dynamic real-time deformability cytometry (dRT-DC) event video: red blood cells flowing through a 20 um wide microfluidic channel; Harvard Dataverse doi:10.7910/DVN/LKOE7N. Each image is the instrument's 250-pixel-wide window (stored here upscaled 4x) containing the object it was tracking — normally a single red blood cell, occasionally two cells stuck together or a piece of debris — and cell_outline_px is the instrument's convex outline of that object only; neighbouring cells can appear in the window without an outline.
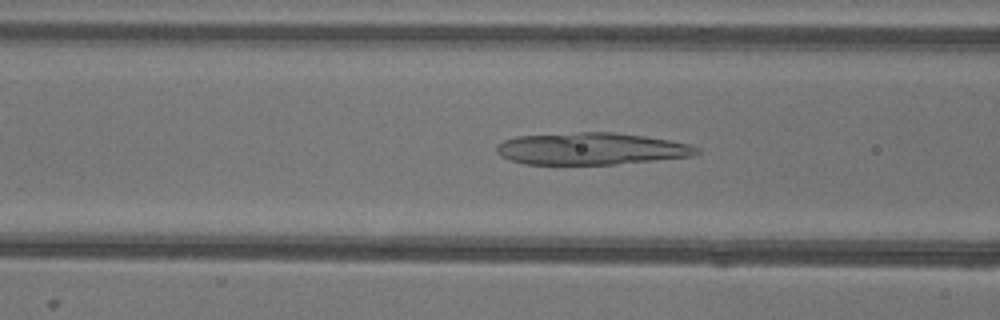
{"species": "common noctule bat (a hibernating species)", "species_latin": "Nyctalus noctula", "temperature_condition": "warm", "stored_images_in_passage": 43, "camera_frame_rate_fps": 3000, "um_per_image_px": 0.085, "animal": {"sex": "female"}, "frame": {"image": 1, "passage_image": 11, "time_ms": 3.333, "image_size_px": [1000, 320], "cell_outline_px": [[700, 152], [692, 156], [616, 164], [524, 164], [508, 160], [500, 156], [496, 152], [496, 144], [504, 140], [516, 136], [576, 132], [612, 132], [644, 136], [668, 140], [688, 144], [700, 148]], "centroid_in_image_um": [50.19, 12.64], "position_along_channel_um": 116.4, "area_um2": 37.4}}
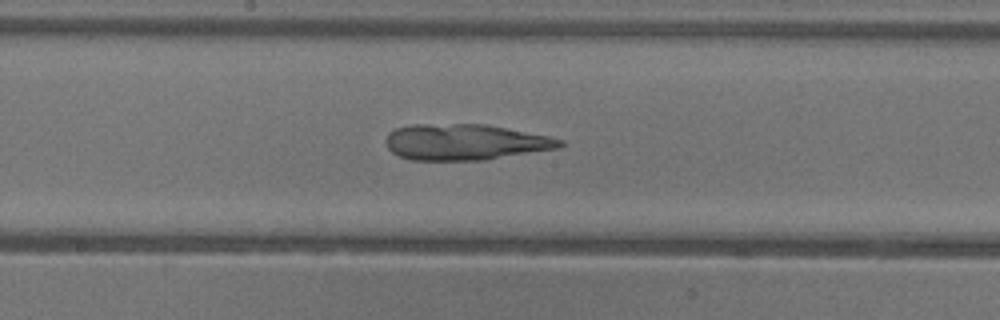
{"frame": {"image": 2, "passage_image": 18, "time_ms": 5.667, "image_size_px": [1000, 320], "cell_outline_px": [[564, 144], [560, 148], [484, 160], [412, 160], [400, 156], [392, 152], [388, 148], [384, 140], [388, 132], [396, 128], [412, 124], [484, 124], [548, 136], [564, 140]], "centroid_in_image_um": [39.51, 12.08], "position_along_channel_um": 208.7, "area_um2": 36.53}}
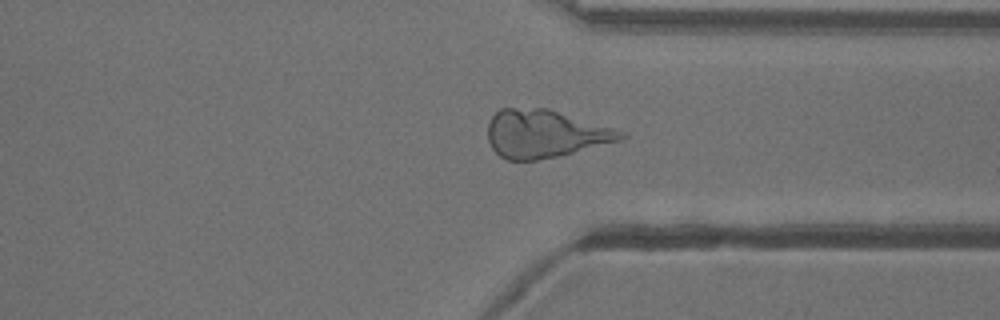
{"frame": {"image": 3, "passage_image": 30, "time_ms": 9.667, "image_size_px": [1000, 320], "cell_outline_px": [[628, 136], [620, 140], [560, 156], [536, 160], [504, 160], [492, 148], [488, 140], [488, 120], [500, 108], [548, 108], [612, 128], [624, 132]], "centroid_in_image_um": [46.28, 11.37], "position_along_channel_um": 365.1, "area_um2": 36.99}}